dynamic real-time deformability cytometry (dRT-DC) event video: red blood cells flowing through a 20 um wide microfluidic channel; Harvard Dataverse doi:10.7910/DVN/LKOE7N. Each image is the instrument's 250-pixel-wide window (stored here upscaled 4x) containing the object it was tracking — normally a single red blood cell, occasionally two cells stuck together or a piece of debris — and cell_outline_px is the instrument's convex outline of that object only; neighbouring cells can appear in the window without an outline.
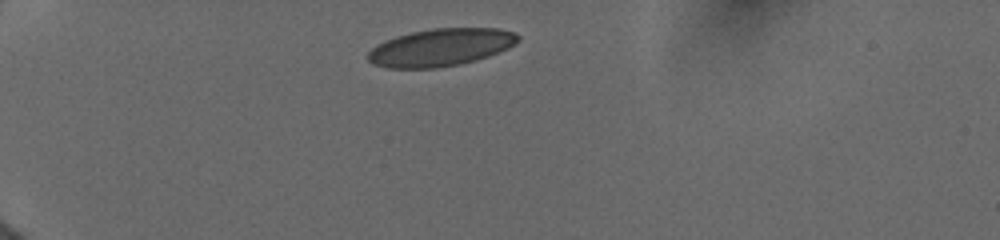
{"species": "human", "species_latin": "Homo sapiens", "temperature_condition": "cold", "stored_images_in_passage": 24, "camera_frame_rate_fps": 3000, "um_per_image_px": 0.085, "donor": {"sex": "female"}, "frame": {"image": 1, "passage_image": 1, "time_ms": 0.0, "image_size_px": [1000, 240], "cell_outline_px": [[520, 40], [516, 44], [508, 48], [488, 56], [476, 60], [460, 64], [436, 68], [388, 68], [372, 64], [368, 60], [368, 52], [376, 44], [384, 40], [396, 36], [412, 32], [432, 28], [500, 28], [516, 32], [520, 36]], "centroid_in_image_um": [37.47, 4.02], "position_along_channel_um": 47.5, "area_um2": 33.06}}
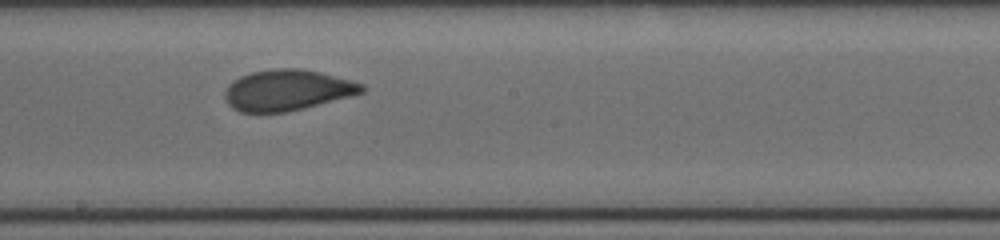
{"frame": {"image": 2, "passage_image": 14, "time_ms": 5.667, "image_size_px": [1000, 240], "cell_outline_px": [[364, 92], [352, 96], [288, 112], [240, 112], [232, 108], [228, 104], [224, 96], [224, 92], [228, 84], [232, 80], [240, 76], [252, 72], [272, 68], [300, 68], [320, 72], [364, 84]], "centroid_in_image_um": [24.39, 7.66], "position_along_channel_um": 223.8, "area_um2": 32.77}}
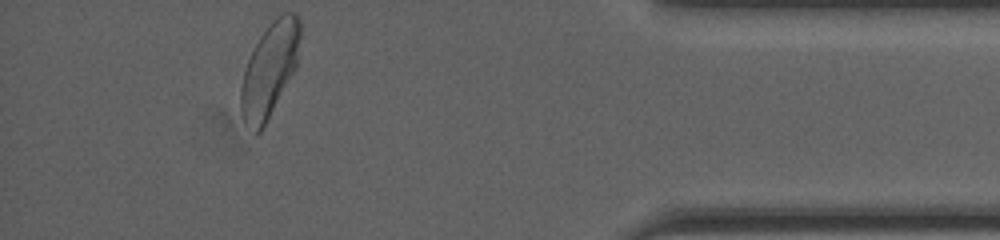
{"frame": {"image": 3, "passage_image": 24, "time_ms": 11.333, "image_size_px": [1000, 240], "cell_outline_px": [[300, 36], [296, 68], [260, 132], [256, 132], [244, 120], [240, 108], [240, 88], [244, 68], [252, 48], [268, 24], [276, 16], [284, 12], [296, 12], [300, 16]], "centroid_in_image_um": [22.91, 5.84], "position_along_channel_um": 412.3, "area_um2": 32.37}, "authors_computed_cell_mechanics": {"area_um2": 33.0327, "velocity_mm_per_s": 3.9325, "shape_relaxation_time_tau1_ms": 3.2734, "shape_relaxation_time_tau2_ms": 0.9152, "deformation_change_tau1": 0.1186, "deformation_change_tau2": 0.0326}}